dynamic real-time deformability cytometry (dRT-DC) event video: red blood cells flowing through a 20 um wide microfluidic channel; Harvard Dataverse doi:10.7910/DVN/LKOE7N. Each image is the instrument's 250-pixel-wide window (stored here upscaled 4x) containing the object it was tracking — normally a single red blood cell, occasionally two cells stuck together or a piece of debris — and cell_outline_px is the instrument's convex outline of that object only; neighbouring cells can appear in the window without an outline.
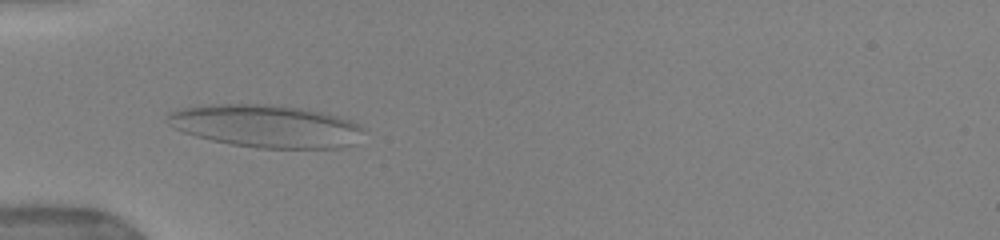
{"species": "human", "species_latin": "Homo sapiens", "temperature_condition": "warm", "stored_images_in_passage": 45, "camera_frame_rate_fps": 3000, "um_per_image_px": 0.085, "donor": {"sex": "female"}, "frame": {"image": 1, "passage_image": 10, "time_ms": 3.0, "image_size_px": [1000, 240], "cell_outline_px": [[364, 128], [356, 144], [340, 148], [256, 148], [232, 144], [212, 140], [196, 136], [172, 128], [164, 120], [168, 112], [184, 108], [212, 104], [268, 104], [300, 108], [320, 112], [336, 116], [360, 124]], "centroid_in_image_um": [22.59, 10.72], "position_along_channel_um": 62.4, "area_um2": 48.78}}
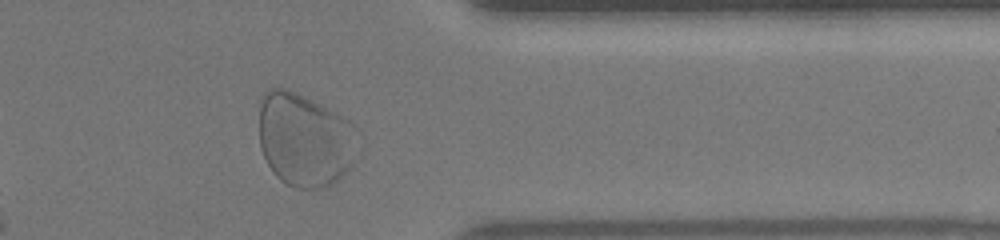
{"frame": {"image": 2, "passage_image": 36, "time_ms": 11.667, "image_size_px": [1000, 240], "cell_outline_px": [[360, 160], [348, 172], [324, 188], [296, 188], [280, 180], [272, 172], [260, 148], [260, 104], [264, 92], [268, 88], [288, 88], [336, 112], [348, 120]], "centroid_in_image_um": [25.9, 11.9], "position_along_channel_um": 385.5, "area_um2": 53.93}}